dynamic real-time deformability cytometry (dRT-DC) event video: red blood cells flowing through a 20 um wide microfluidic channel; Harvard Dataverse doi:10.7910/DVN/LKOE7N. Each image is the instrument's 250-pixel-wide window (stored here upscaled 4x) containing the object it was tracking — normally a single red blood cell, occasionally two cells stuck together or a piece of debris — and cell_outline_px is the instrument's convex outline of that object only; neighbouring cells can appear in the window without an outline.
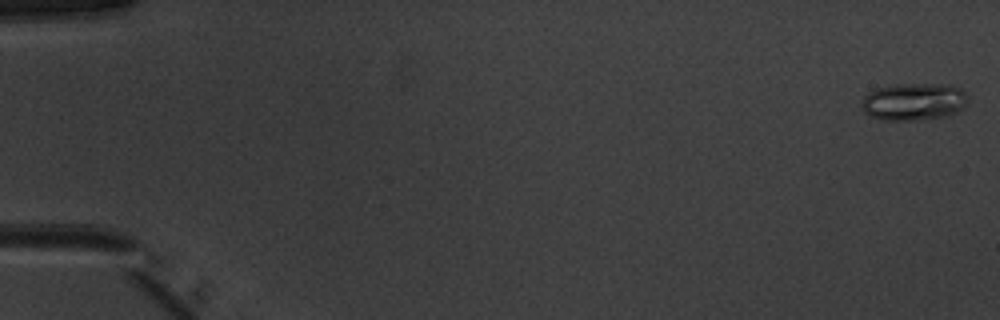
{"species": "common noctule bat (a hibernating species)", "species_latin": "Nyctalus noctula", "temperature_condition": "warm", "stored_images_in_passage": 52, "camera_frame_rate_fps": 3000, "um_per_image_px": 0.085, "animal": {"sex": "male", "body_mass_g": 20.1, "forearm_length_mm": 53.5}, "frame": {"image": 1, "passage_image": 1, "time_ms": 0.0, "image_size_px": [1000, 320], "cell_outline_px": [[968, 100], [964, 108], [948, 116], [916, 120], [880, 120], [868, 116], [864, 112], [860, 104], [864, 96], [868, 92], [876, 88], [892, 84], [948, 84], [960, 88], [968, 96]], "centroid_in_image_um": [77.65, 8.64], "position_along_channel_um": 7.4, "area_um2": 23.58}}
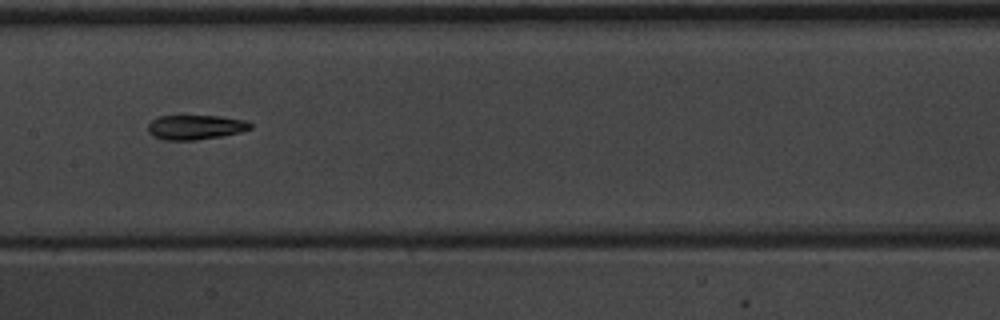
{"frame": {"image": 2, "passage_image": 27, "time_ms": 8.667, "image_size_px": [1000, 320], "cell_outline_px": [[252, 128], [240, 132], [220, 136], [196, 140], [164, 140], [152, 136], [148, 132], [148, 124], [152, 120], [160, 116], [220, 116], [248, 120], [252, 124]], "centroid_in_image_um": [16.62, 10.81], "position_along_channel_um": 190.8, "area_um2": 14.74}}
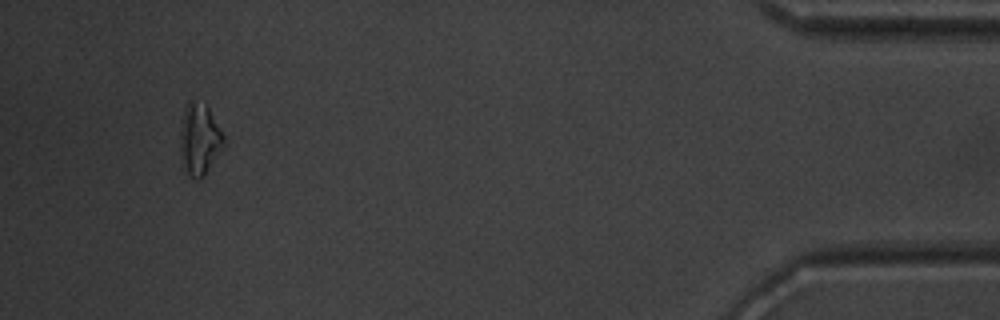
{"frame": {"image": 3, "passage_image": 49, "time_ms": 16.0, "image_size_px": [1000, 320], "cell_outline_px": [[224, 144], [204, 176], [200, 180], [196, 180], [188, 172], [180, 156], [180, 132], [184, 108], [188, 100], [192, 100], [208, 104], [224, 136]], "centroid_in_image_um": [16.95, 11.78], "position_along_channel_um": 418.2, "area_um2": 18.09}, "authors_computed_cell_mechanics": {"area_um2": 15.317, "velocity_mm_per_s": 3.9859, "shape_relaxation_time_tau1_ms": 4.0658, "shape_relaxation_time_tau2_ms": 8.5883, "deformation_change_tau1": 0.1609, "deformation_change_tau2": 0.1687}}